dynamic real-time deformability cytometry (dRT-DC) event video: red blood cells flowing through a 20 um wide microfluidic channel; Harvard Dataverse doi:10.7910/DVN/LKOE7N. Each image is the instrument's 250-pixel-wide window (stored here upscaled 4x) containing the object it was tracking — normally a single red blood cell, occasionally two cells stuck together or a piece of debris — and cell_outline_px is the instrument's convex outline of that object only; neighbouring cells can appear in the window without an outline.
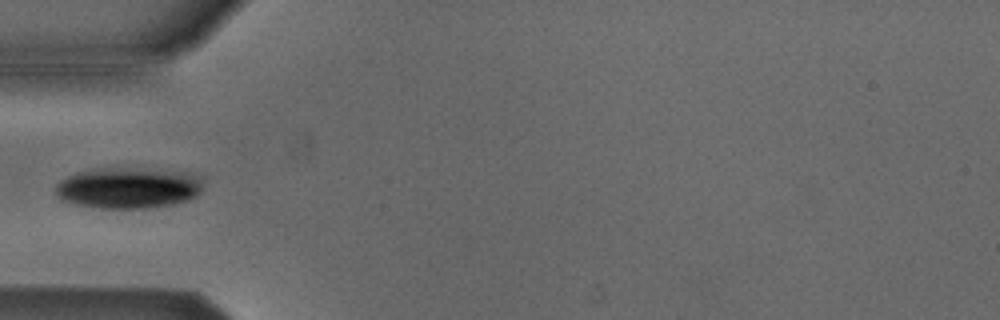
{"species": "Egyptian fruit bat (a non-hibernating species)", "species_latin": "Rousettus aegyptiacus", "temperature_condition": "cold", "stored_images_in_passage": 13, "camera_frame_rate_fps": 3000, "um_per_image_px": 0.085, "animal": {"sex": "male"}, "frame": {"image": 1, "passage_image": 1, "time_ms": 0.0, "image_size_px": [1000, 320], "cell_outline_px": [[204, 188], [196, 196], [188, 200], [176, 204], [152, 208], [96, 208], [76, 204], [60, 200], [56, 196], [56, 184], [60, 180], [68, 176], [80, 172], [100, 168], [120, 168], [188, 172], [204, 176]], "centroid_in_image_um": [10.97, 15.98], "position_along_channel_um": 74.0, "area_um2": 35.66}}
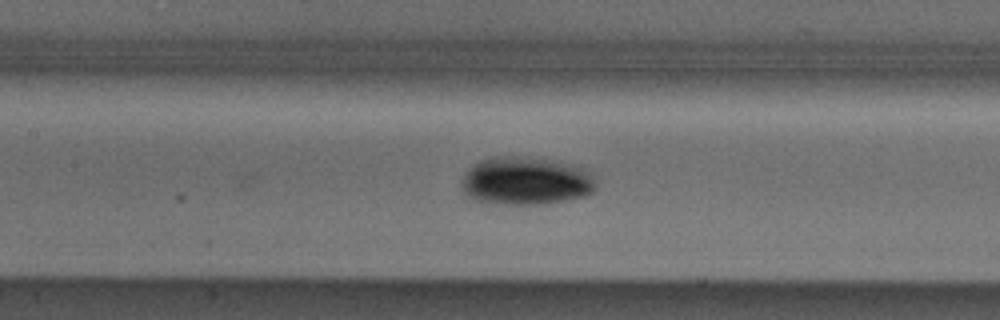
{"frame": {"image": 2, "passage_image": 8, "time_ms": 2.333, "image_size_px": [1000, 320], "cell_outline_px": [[596, 188], [592, 192], [584, 196], [544, 204], [508, 204], [476, 200], [468, 196], [464, 192], [460, 184], [464, 176], [480, 160], [496, 156], [520, 156], [548, 160], [568, 164], [584, 168], [592, 176], [596, 184]], "centroid_in_image_um": [44.7, 15.38], "position_along_channel_um": 162.7, "area_um2": 37.11}}
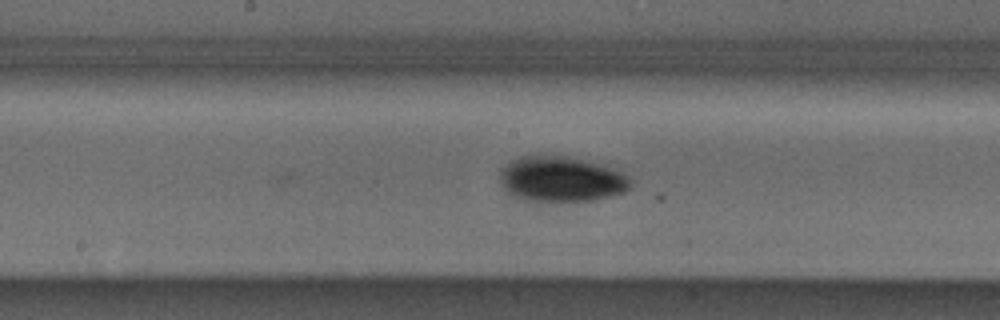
{"frame": {"image": 3, "passage_image": 11, "time_ms": 3.333, "image_size_px": [1000, 320], "cell_outline_px": [[632, 184], [624, 192], [592, 200], [520, 200], [512, 196], [504, 188], [500, 180], [500, 172], [512, 160], [520, 156], [564, 156], [596, 164], [620, 172], [628, 176]], "centroid_in_image_um": [47.66, 15.24], "position_along_channel_um": 200.5, "area_um2": 33.58}}